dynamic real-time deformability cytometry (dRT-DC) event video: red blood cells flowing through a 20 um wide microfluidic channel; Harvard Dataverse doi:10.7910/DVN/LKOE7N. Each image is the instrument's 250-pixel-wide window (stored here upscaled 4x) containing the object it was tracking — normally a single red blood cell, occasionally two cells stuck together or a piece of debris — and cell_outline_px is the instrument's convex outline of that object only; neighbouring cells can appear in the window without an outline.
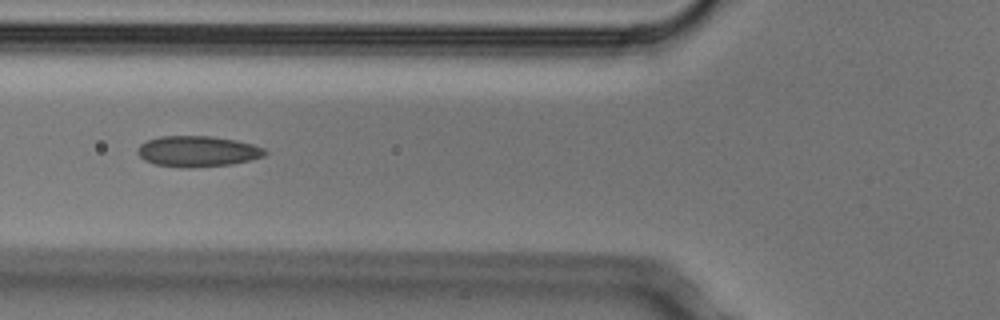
{"species": "Egyptian fruit bat (a non-hibernating species)", "species_latin": "Rousettus aegyptiacus", "temperature_condition": "cold", "stored_images_in_passage": 9, "camera_frame_rate_fps": 3000, "um_per_image_px": 0.085, "animal": {"sex": "male"}, "frame": {"image": 1, "passage_image": 6, "time_ms": 1.667, "image_size_px": [1000, 320], "cell_outline_px": [[268, 152], [264, 156], [252, 160], [232, 164], [192, 168], [188, 168], [156, 164], [144, 160], [136, 152], [140, 144], [148, 140], [160, 136], [212, 136], [236, 140], [252, 144], [264, 148]], "centroid_in_image_um": [16.82, 12.86], "position_along_channel_um": 109.0, "area_um2": 22.95}}
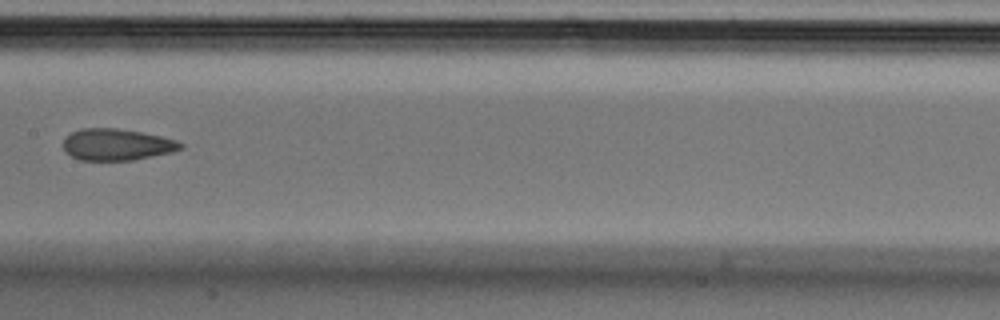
{"frame": {"image": 2, "passage_image": 8, "time_ms": 2.333, "image_size_px": [1000, 320], "cell_outline_px": [[184, 148], [172, 152], [132, 160], [80, 160], [64, 152], [64, 140], [72, 132], [80, 128], [116, 128], [140, 132], [160, 136], [176, 140], [184, 144]], "centroid_in_image_um": [9.93, 12.29], "position_along_channel_um": 197.5, "area_um2": 21.5}}
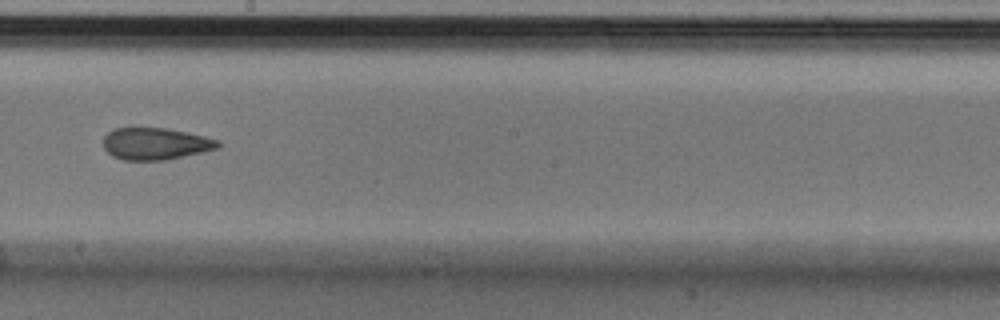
{"frame": {"image": 3, "passage_image": 9, "time_ms": 2.667, "image_size_px": [1000, 320], "cell_outline_px": [[220, 148], [168, 160], [124, 160], [112, 156], [104, 148], [104, 136], [108, 132], [116, 128], [168, 128], [204, 136], [220, 140]], "centroid_in_image_um": [13.25, 12.22], "position_along_channel_um": 235.0, "area_um2": 21.44}}